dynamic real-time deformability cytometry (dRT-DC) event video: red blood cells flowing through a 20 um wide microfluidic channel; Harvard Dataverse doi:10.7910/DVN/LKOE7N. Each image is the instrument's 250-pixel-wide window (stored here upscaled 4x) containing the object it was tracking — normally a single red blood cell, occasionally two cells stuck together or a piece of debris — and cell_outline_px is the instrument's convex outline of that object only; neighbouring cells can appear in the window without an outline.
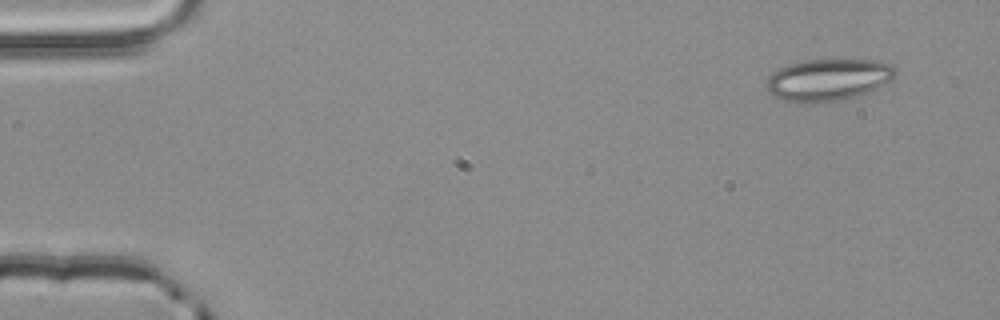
{"species": "common noctule bat (a hibernating species)", "species_latin": "Nyctalus noctula", "temperature_condition": "room temperature", "stored_images_in_passage": 4, "camera_frame_rate_fps": 3000, "um_per_image_px": 0.085, "animal": {"sex": "male", "body_mass_g": 20.4}, "frame": {"image": 1, "passage_image": 1, "time_ms": 0.0, "image_size_px": [1000, 320], "cell_outline_px": [[896, 76], [892, 80], [864, 92], [840, 100], [784, 100], [768, 92], [764, 84], [768, 76], [772, 72], [788, 64], [808, 60], [872, 60], [892, 64], [896, 68]], "centroid_in_image_um": [70.38, 6.72], "position_along_channel_um": 14.6, "area_um2": 30.52}}